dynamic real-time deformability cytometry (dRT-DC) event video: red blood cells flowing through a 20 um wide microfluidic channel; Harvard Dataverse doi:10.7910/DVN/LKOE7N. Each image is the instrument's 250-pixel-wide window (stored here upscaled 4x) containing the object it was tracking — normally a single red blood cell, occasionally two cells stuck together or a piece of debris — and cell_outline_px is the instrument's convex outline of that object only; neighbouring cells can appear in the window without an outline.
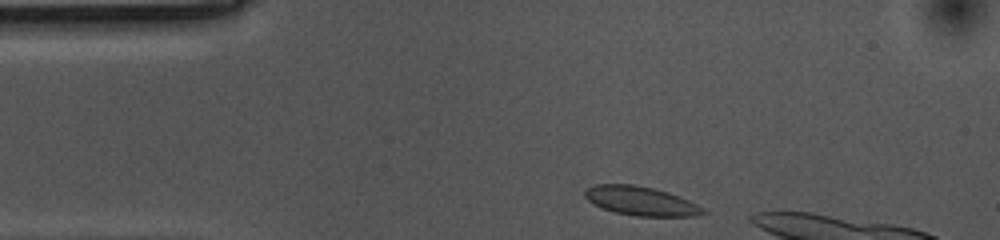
{"species": "common noctule bat (a hibernating species)", "species_latin": "Nyctalus noctula", "temperature_condition": "cold", "stored_images_in_passage": 36, "camera_frame_rate_fps": 3000, "um_per_image_px": 0.085, "animal": {"sex": "female", "body_mass_g": 10.0, "forearm_length_mm": 53.1}, "frame": {"image": 1, "passage_image": 1, "time_ms": 0.0, "image_size_px": [1000, 240], "cell_outline_px": [[708, 212], [696, 216], [636, 216], [616, 212], [604, 208], [588, 200], [584, 196], [584, 188], [596, 184], [636, 184], [668, 192], [688, 200], [704, 208]], "centroid_in_image_um": [54.47, 17.07], "position_along_channel_um": 30.5, "area_um2": 19.88}}
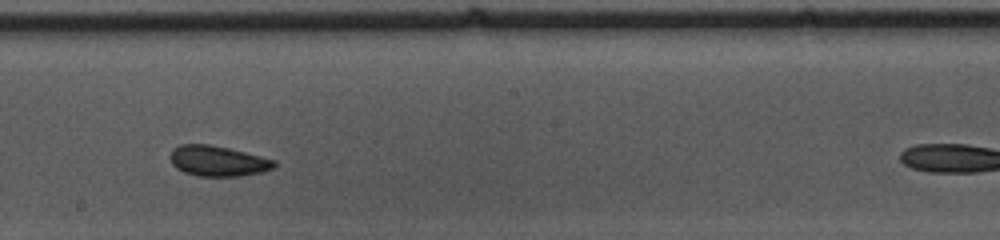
{"frame": {"image": 2, "passage_image": 21, "time_ms": 6.667, "image_size_px": [1000, 240], "cell_outline_px": [[276, 168], [260, 172], [240, 176], [200, 176], [184, 172], [176, 168], [172, 164], [168, 156], [172, 148], [180, 144], [208, 144], [228, 148], [276, 160]], "centroid_in_image_um": [18.48, 13.68], "position_along_channel_um": 229.7, "area_um2": 18.55}}
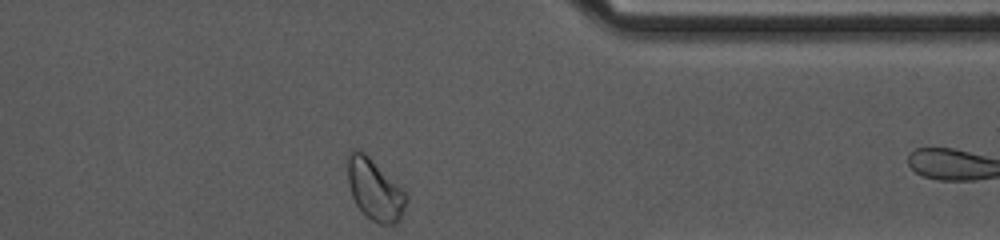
{"frame": {"image": 3, "passage_image": 35, "time_ms": 11.333, "image_size_px": [1000, 240], "cell_outline_px": [[408, 200], [396, 224], [380, 224], [372, 220], [356, 204], [352, 196], [348, 184], [348, 152], [352, 148], [360, 148], [404, 188], [408, 196]], "centroid_in_image_um": [31.86, 16.06], "position_along_channel_um": 379.5, "area_um2": 21.04}}